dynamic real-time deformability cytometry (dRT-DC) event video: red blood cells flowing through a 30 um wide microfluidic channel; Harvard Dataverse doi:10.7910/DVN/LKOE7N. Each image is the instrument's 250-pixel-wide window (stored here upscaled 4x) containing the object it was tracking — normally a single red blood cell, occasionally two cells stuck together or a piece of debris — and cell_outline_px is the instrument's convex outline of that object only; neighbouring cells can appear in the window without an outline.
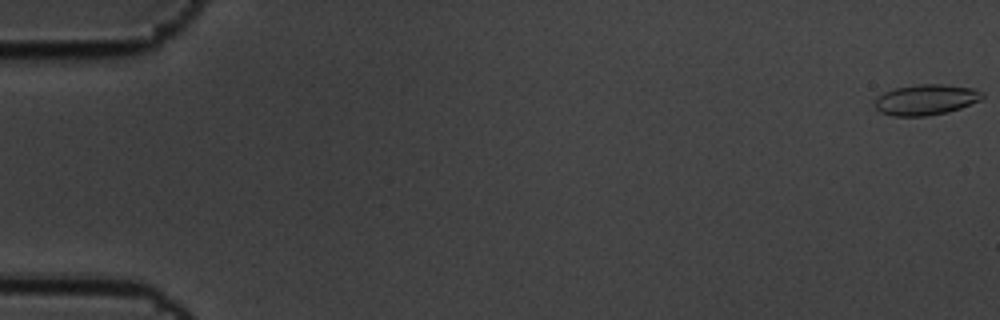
{"species": "common noctule bat (a hibernating species)", "species_latin": "Nyctalus noctula", "temperature_condition": "cold", "stored_images_in_passage": 59, "camera_frame_rate_fps": 3000, "um_per_image_px": 0.085, "animal": {"sex": "male", "body_mass_g": 19.5, "forearm_length_mm": 54.6}, "frame": {"image": 1, "passage_image": 1, "time_ms": 0.0, "image_size_px": [1000, 320], "cell_outline_px": [[984, 96], [980, 100], [960, 108], [948, 112], [928, 116], [892, 116], [880, 112], [872, 104], [876, 96], [892, 88], [916, 84], [944, 84], [972, 88], [984, 92]], "centroid_in_image_um": [78.65, 8.47], "position_along_channel_um": 6.3, "area_um2": 19.54}}
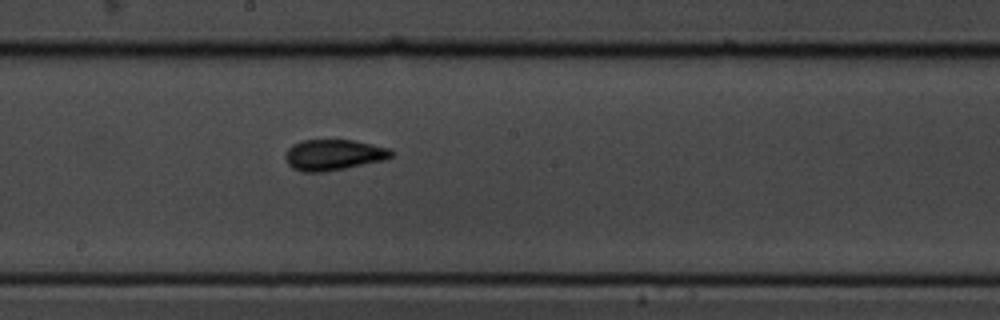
{"frame": {"image": 2, "passage_image": 33, "time_ms": 10.667, "image_size_px": [1000, 320], "cell_outline_px": [[392, 156], [384, 160], [324, 172], [304, 172], [292, 168], [288, 164], [284, 156], [288, 148], [292, 144], [304, 140], [352, 140], [392, 148]], "centroid_in_image_um": [28.34, 13.16], "position_along_channel_um": 219.9, "area_um2": 19.02}}
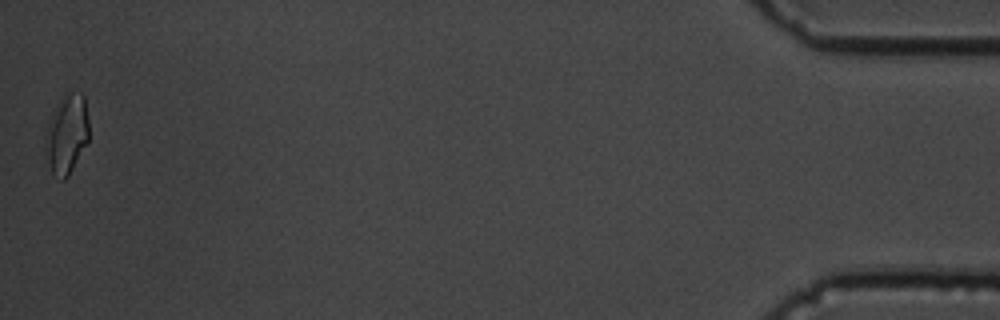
{"frame": {"image": 3, "passage_image": 59, "time_ms": 19.333, "image_size_px": [1000, 320], "cell_outline_px": [[88, 140], [68, 176], [64, 180], [60, 180], [52, 172], [48, 164], [44, 148], [48, 120], [60, 96], [68, 92], [80, 92], [84, 96], [88, 120]], "centroid_in_image_um": [5.65, 11.37], "position_along_channel_um": 429.6, "area_um2": 20.23}, "authors_computed_cell_mechanics": {"area_um2": 18.3226, "velocity_mm_per_s": 3.4572, "shape_relaxation_time_tau1_ms": 4.4468, "shape_relaxation_time_tau2_ms": 1.5028, "deformation_change_tau1": 0.1304, "deformation_change_tau2": 0.0769}}